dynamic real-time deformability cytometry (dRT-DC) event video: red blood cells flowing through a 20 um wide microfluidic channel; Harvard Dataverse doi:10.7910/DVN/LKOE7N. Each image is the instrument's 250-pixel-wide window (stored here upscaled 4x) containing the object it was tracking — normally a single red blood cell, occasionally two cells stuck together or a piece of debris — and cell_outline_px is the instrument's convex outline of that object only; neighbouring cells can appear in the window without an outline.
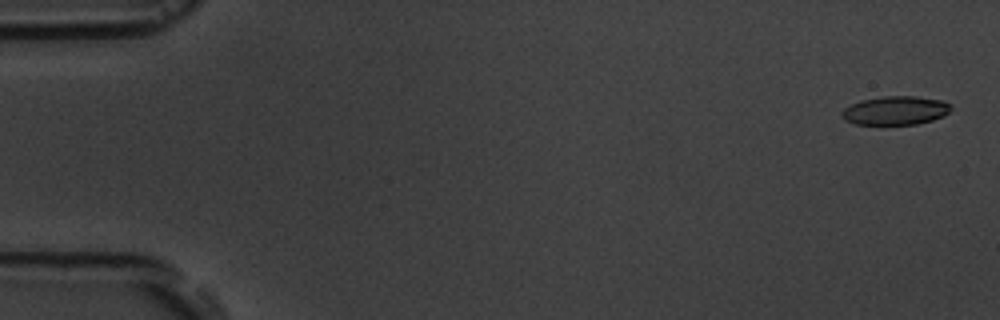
{"species": "common noctule bat (a hibernating species)", "species_latin": "Nyctalus noctula", "temperature_condition": "room temperature", "stored_images_in_passage": 6, "camera_frame_rate_fps": 3000, "um_per_image_px": 0.085, "animal": {"sex": "male", "body_mass_g": 19.5, "forearm_length_mm": 54.6}, "frame": {"image": 1, "passage_image": 1, "time_ms": 0.0, "image_size_px": [1000, 320], "cell_outline_px": [[952, 108], [944, 116], [932, 120], [916, 124], [856, 124], [844, 120], [840, 116], [840, 112], [844, 108], [860, 100], [884, 96], [916, 96], [944, 100], [952, 104]], "centroid_in_image_um": [76.12, 9.38], "position_along_channel_um": 8.9, "area_um2": 18.44}}
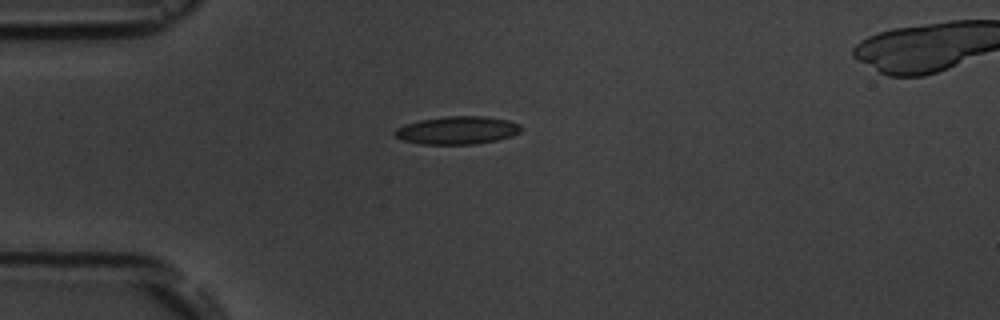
{"frame": {"image": 2, "passage_image": 5, "time_ms": 4.333, "image_size_px": [1000, 320], "cell_outline_px": [[524, 128], [520, 132], [512, 136], [496, 140], [476, 144], [420, 144], [400, 140], [392, 132], [396, 128], [404, 124], [420, 120], [448, 116], [484, 116], [508, 120], [520, 124]], "centroid_in_image_um": [38.86, 11.07], "position_along_channel_um": 46.1, "area_um2": 20.75}}